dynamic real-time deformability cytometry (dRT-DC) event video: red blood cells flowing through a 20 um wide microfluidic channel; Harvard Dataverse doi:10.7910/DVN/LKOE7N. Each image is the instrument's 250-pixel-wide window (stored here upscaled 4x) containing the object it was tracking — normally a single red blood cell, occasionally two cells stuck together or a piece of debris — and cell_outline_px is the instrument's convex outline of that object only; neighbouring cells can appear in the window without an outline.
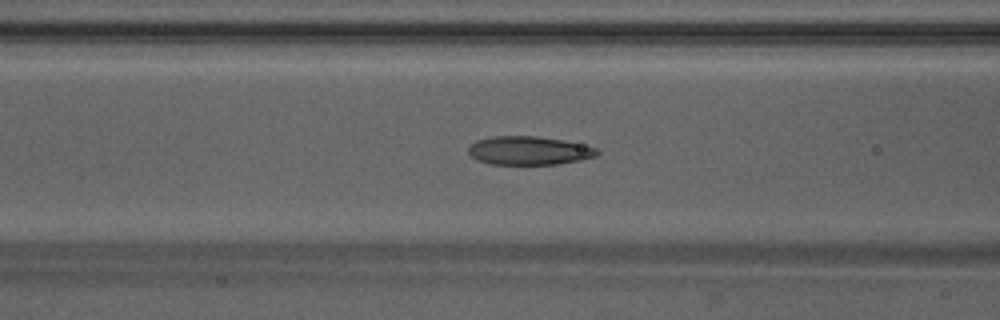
{"species": "Egyptian fruit bat (a non-hibernating species)", "species_latin": "Rousettus aegyptiacus", "temperature_condition": "warm", "stored_images_in_passage": 49, "camera_frame_rate_fps": 3000, "um_per_image_px": 0.085, "animal": {"sex": "male"}, "frame": {"image": 1, "passage_image": 20, "time_ms": 6.333, "image_size_px": [1000, 320], "cell_outline_px": [[600, 152], [596, 156], [580, 160], [556, 164], [492, 164], [476, 160], [468, 152], [468, 148], [476, 140], [492, 136], [536, 136], [564, 140], [596, 148]], "centroid_in_image_um": [44.94, 12.79], "position_along_channel_um": 121.7, "area_um2": 21.33}}
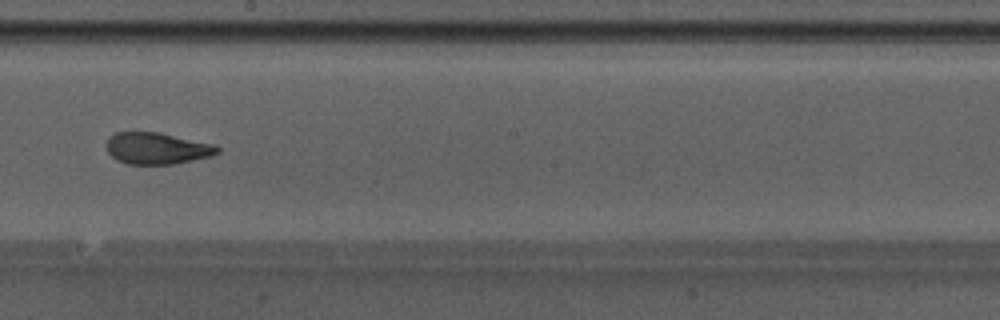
{"frame": {"image": 2, "passage_image": 28, "time_ms": 9.0, "image_size_px": [1000, 320], "cell_outline_px": [[220, 152], [212, 156], [176, 164], [128, 164], [116, 160], [108, 152], [108, 136], [116, 132], [156, 132], [212, 144], [220, 148]], "centroid_in_image_um": [13.34, 12.62], "position_along_channel_um": 234.9, "area_um2": 20.29}}
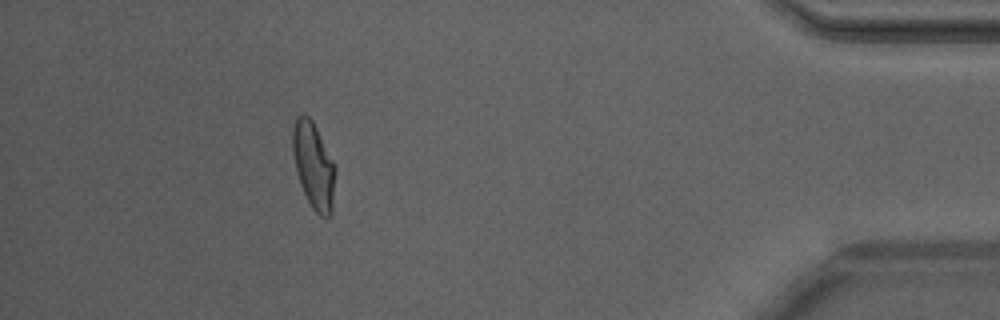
{"frame": {"image": 3, "passage_image": 44, "time_ms": 14.333, "image_size_px": [1000, 320], "cell_outline_px": [[336, 172], [332, 212], [328, 220], [320, 216], [312, 208], [300, 184], [296, 172], [292, 148], [292, 128], [300, 112], [304, 112], [312, 120], [336, 164]], "centroid_in_image_um": [26.67, 14.08], "position_along_channel_um": 408.5, "area_um2": 21.91}, "authors_computed_cell_mechanics": {"area_um2": 21.5594, "velocity_mm_per_s": 4.2557, "shape_relaxation_time_tau1_ms": 6.7116, "shape_relaxation_time_tau2_ms": 1.3131, "deformation_change_tau1": 0.2423, "deformation_change_tau2": 0.0698}}